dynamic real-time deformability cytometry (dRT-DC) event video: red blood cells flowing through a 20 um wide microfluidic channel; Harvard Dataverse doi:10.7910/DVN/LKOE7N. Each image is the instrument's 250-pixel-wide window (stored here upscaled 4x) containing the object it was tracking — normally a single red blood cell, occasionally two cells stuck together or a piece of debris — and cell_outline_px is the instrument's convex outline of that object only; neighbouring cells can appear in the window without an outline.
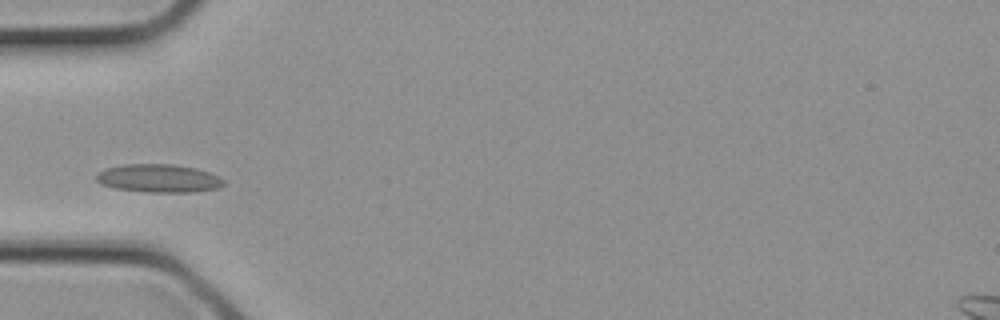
{"species": "common noctule bat (a hibernating species)", "species_latin": "Nyctalus noctula", "temperature_condition": "cold", "stored_images_in_passage": 2, "camera_frame_rate_fps": 3000, "um_per_image_px": 0.085, "animal": {"sex": "female", "body_mass_g": 21.9}, "frame": {"image": 1, "passage_image": 2, "time_ms": 0.333, "image_size_px": [1000, 320], "cell_outline_px": [[224, 184], [220, 188], [192, 192], [148, 192], [116, 188], [100, 184], [96, 180], [96, 172], [108, 168], [124, 164], [172, 164], [196, 168], [208, 172], [224, 180]], "centroid_in_image_um": [13.47, 15.16], "position_along_channel_um": 71.5, "area_um2": 20.87}}